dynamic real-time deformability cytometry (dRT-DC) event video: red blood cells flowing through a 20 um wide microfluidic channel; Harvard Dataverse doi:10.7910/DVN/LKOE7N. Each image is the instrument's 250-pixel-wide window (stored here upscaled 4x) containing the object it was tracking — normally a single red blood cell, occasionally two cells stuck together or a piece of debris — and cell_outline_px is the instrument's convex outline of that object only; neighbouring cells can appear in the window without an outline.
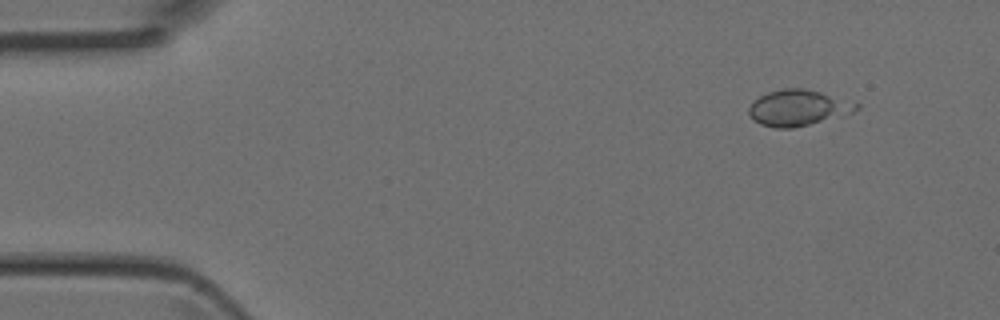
{"species": "Egyptian fruit bat (a non-hibernating species)", "species_latin": "Rousettus aegyptiacus", "temperature_condition": "room temperature", "stored_images_in_passage": 5, "camera_frame_rate_fps": 3000, "um_per_image_px": 0.085, "animal": {"sex": "female"}, "frame": {"image": 1, "passage_image": 2, "time_ms": 0.333, "image_size_px": [1000, 320], "cell_outline_px": [[860, 108], [844, 116], [792, 128], [776, 128], [760, 124], [752, 120], [748, 112], [748, 108], [752, 100], [768, 92], [784, 88], [804, 88], [820, 92], [860, 104]], "centroid_in_image_um": [67.81, 9.17], "position_along_channel_um": 17.2, "area_um2": 22.6}}